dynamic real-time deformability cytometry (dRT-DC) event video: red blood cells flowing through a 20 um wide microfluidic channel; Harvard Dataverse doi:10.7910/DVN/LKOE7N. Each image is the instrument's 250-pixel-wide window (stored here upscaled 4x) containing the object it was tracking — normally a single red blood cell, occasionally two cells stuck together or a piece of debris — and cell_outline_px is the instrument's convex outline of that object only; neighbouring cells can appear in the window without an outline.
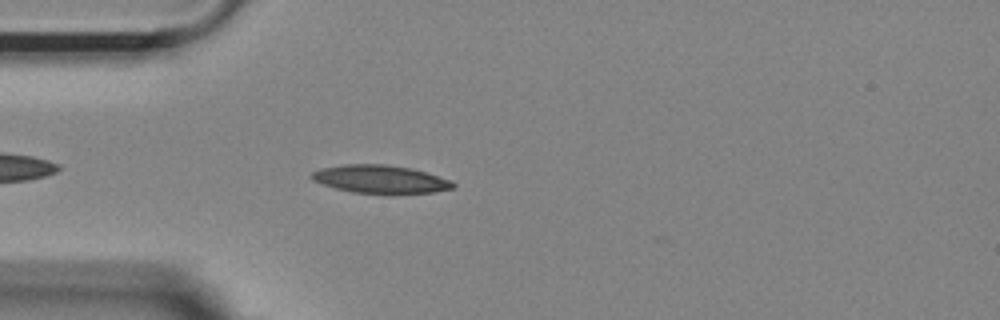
{"species": "Egyptian fruit bat (a non-hibernating species)", "species_latin": "Rousettus aegyptiacus", "temperature_condition": "room temperature", "stored_images_in_passage": 25, "camera_frame_rate_fps": 3000, "um_per_image_px": 0.085, "animal": {"sex": "female"}, "frame": {"image": 1, "passage_image": 1, "time_ms": 0.0, "image_size_px": [1000, 320], "cell_outline_px": [[456, 184], [452, 188], [432, 192], [352, 192], [336, 188], [312, 180], [308, 176], [312, 172], [320, 168], [344, 164], [384, 164], [408, 168], [424, 172], [448, 180]], "centroid_in_image_um": [32.22, 15.2], "position_along_channel_um": 52.8, "area_um2": 22.31}}
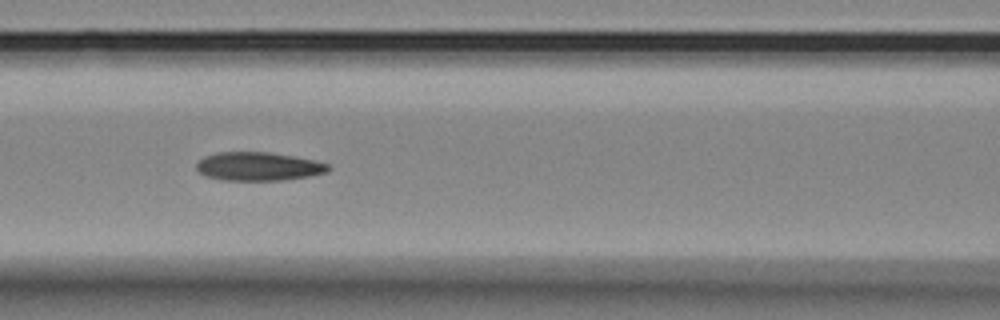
{"frame": {"image": 2, "passage_image": 9, "time_ms": 2.667, "image_size_px": [1000, 320], "cell_outline_px": [[332, 168], [328, 172], [308, 176], [280, 180], [220, 180], [208, 176], [200, 172], [196, 168], [196, 164], [204, 156], [216, 152], [268, 152], [296, 156], [316, 160], [328, 164]], "centroid_in_image_um": [21.99, 14.13], "position_along_channel_um": 144.6, "area_um2": 21.96}}
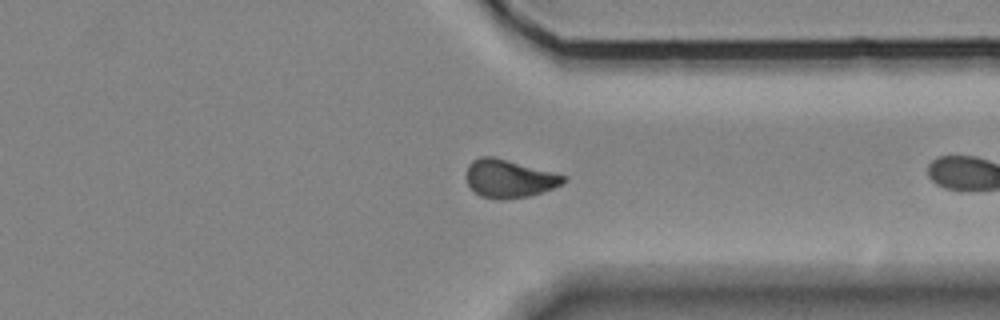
{"frame": {"image": 3, "passage_image": 24, "time_ms": 7.667, "image_size_px": [1000, 320], "cell_outline_px": [[564, 180], [560, 184], [552, 188], [528, 196], [500, 200], [480, 196], [468, 184], [468, 164], [472, 160], [480, 156], [492, 156], [552, 172], [564, 176]], "centroid_in_image_um": [43.23, 15.18], "position_along_channel_um": 368.2, "area_um2": 20.92}}